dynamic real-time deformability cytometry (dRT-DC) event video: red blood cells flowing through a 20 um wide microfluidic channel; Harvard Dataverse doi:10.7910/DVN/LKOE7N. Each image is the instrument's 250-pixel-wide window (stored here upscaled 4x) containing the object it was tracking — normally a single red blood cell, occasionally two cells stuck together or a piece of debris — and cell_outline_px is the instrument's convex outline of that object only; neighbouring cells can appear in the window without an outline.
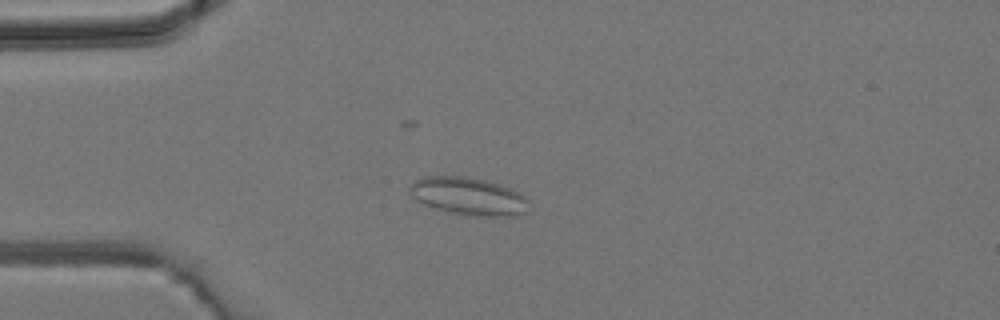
{"species": "common noctule bat (a hibernating species)", "species_latin": "Nyctalus noctula", "temperature_condition": "room temperature", "stored_images_in_passage": 2, "camera_frame_rate_fps": 3000, "um_per_image_px": 0.085, "animal": {"sex": "male", "body_mass_g": 19.2, "forearm_length_mm": 51.8}, "frame": {"image": 1, "passage_image": 2, "time_ms": 1.0, "image_size_px": [1000, 320], "cell_outline_px": [[528, 212], [512, 216], [476, 216], [452, 212], [432, 208], [424, 204], [408, 188], [412, 180], [424, 176], [464, 176], [484, 180], [512, 188], [520, 192], [528, 200]], "centroid_in_image_um": [39.86, 16.67], "position_along_channel_um": 45.1, "area_um2": 26.07}}